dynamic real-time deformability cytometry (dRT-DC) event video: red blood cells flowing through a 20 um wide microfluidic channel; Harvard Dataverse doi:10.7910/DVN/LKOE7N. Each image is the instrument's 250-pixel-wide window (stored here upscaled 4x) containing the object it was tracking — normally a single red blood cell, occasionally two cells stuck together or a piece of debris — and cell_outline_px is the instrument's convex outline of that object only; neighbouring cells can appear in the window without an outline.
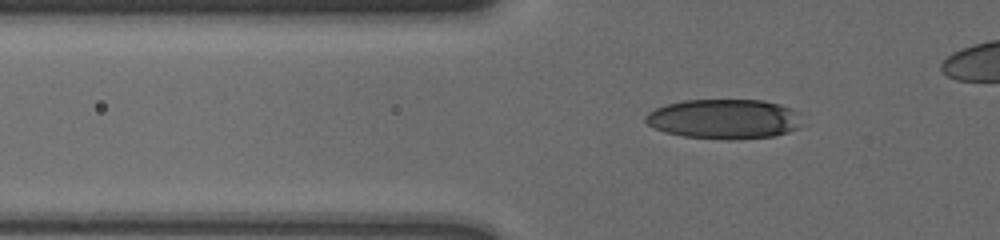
{"species": "human", "species_latin": "Homo sapiens", "temperature_condition": "cold", "stored_images_in_passage": 41, "camera_frame_rate_fps": 3000, "um_per_image_px": 0.085, "donor": {"sex": "male"}, "frame": {"image": 1, "passage_image": 12, "time_ms": 3.667, "image_size_px": [1000, 240], "cell_outline_px": [[804, 124], [800, 128], [788, 132], [772, 136], [732, 140], [728, 140], [684, 136], [664, 132], [648, 124], [644, 120], [644, 116], [648, 112], [656, 108], [668, 104], [684, 100], [764, 100], [780, 104], [796, 112]], "centroid_in_image_um": [61.56, 10.12], "position_along_channel_um": 64.2, "area_um2": 36.36}}
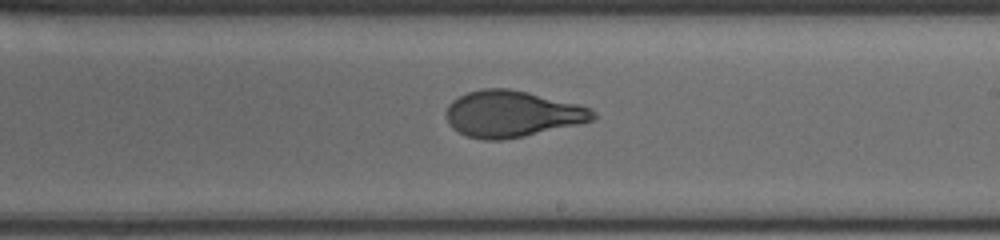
{"frame": {"image": 2, "passage_image": 28, "time_ms": 9.0, "image_size_px": [1000, 240], "cell_outline_px": [[596, 120], [580, 124], [524, 136], [500, 140], [484, 140], [468, 136], [452, 128], [448, 124], [448, 104], [452, 100], [468, 92], [484, 88], [508, 88], [528, 92], [592, 108], [596, 112]], "centroid_in_image_um": [43.56, 9.68], "position_along_channel_um": 245.4, "area_um2": 39.54}}
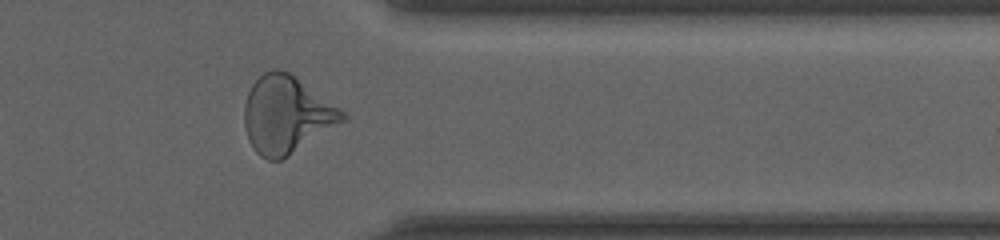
{"frame": {"image": 3, "passage_image": 40, "time_ms": 13.0, "image_size_px": [1000, 240], "cell_outline_px": [[348, 116], [344, 120], [288, 156], [280, 160], [268, 160], [260, 156], [252, 148], [248, 140], [244, 124], [244, 104], [248, 92], [252, 84], [264, 72], [272, 68], [276, 68], [292, 72], [340, 108]], "centroid_in_image_um": [24.32, 9.72], "position_along_channel_um": 387.1, "area_um2": 44.22}, "authors_computed_cell_mechanics": {"area_um2": 39.015, "velocity_mm_per_s": 3.6201, "shape_relaxation_time_tau1_ms": 4.8144, "shape_relaxation_time_tau2_ms": 0.7674, "deformation_change_tau1": 0.1726, "deformation_change_tau2": 0.0771}}